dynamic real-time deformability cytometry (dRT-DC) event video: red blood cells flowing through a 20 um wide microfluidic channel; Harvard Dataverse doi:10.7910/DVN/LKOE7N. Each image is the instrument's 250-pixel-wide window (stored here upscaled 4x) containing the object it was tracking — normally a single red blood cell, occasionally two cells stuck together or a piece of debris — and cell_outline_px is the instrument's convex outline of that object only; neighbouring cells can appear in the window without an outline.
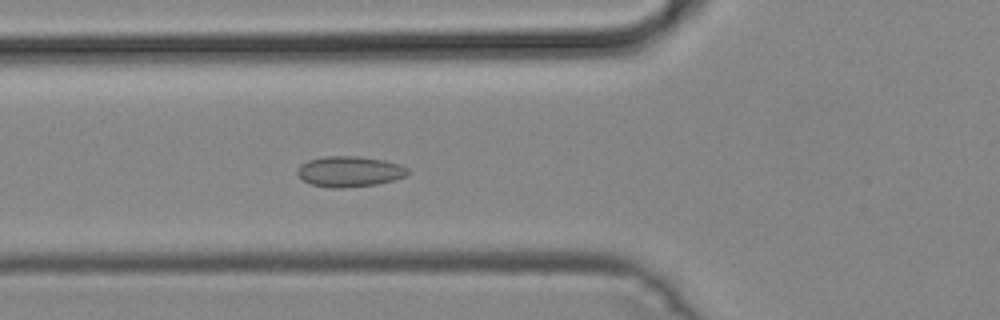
{"species": "common noctule bat (a hibernating species)", "species_latin": "Nyctalus noctula", "temperature_condition": "cold", "stored_images_in_passage": 51, "camera_frame_rate_fps": 3000, "um_per_image_px": 0.085, "animal": {"sex": "male", "body_mass_g": 19.2, "forearm_length_mm": 51.8}, "frame": {"image": 1, "passage_image": 19, "time_ms": 6.0, "image_size_px": [1000, 320], "cell_outline_px": [[412, 172], [404, 176], [392, 180], [376, 184], [344, 188], [332, 188], [312, 184], [304, 180], [296, 172], [300, 164], [308, 160], [324, 156], [356, 156], [384, 160], [400, 164], [408, 168]], "centroid_in_image_um": [29.72, 14.57], "position_along_channel_um": 96.1, "area_um2": 19.65}}
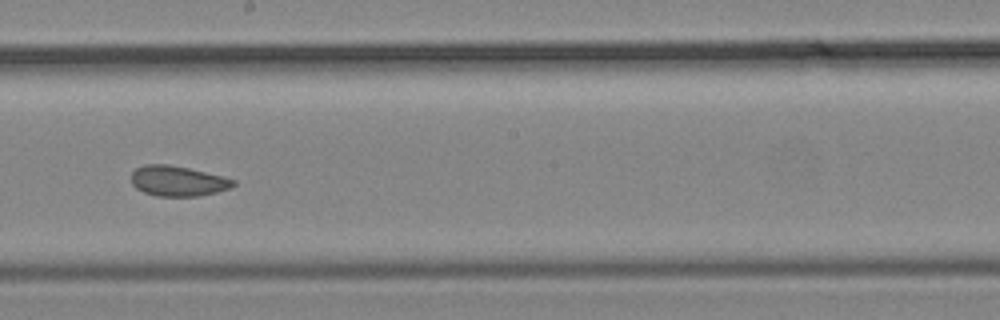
{"frame": {"image": 2, "passage_image": 29, "time_ms": 9.333, "image_size_px": [1000, 320], "cell_outline_px": [[236, 184], [228, 188], [216, 192], [196, 196], [156, 196], [144, 192], [136, 188], [132, 184], [132, 172], [136, 168], [144, 164], [168, 164], [188, 168], [224, 176], [236, 180]], "centroid_in_image_um": [15.11, 15.38], "position_along_channel_um": 233.1, "area_um2": 17.98}}
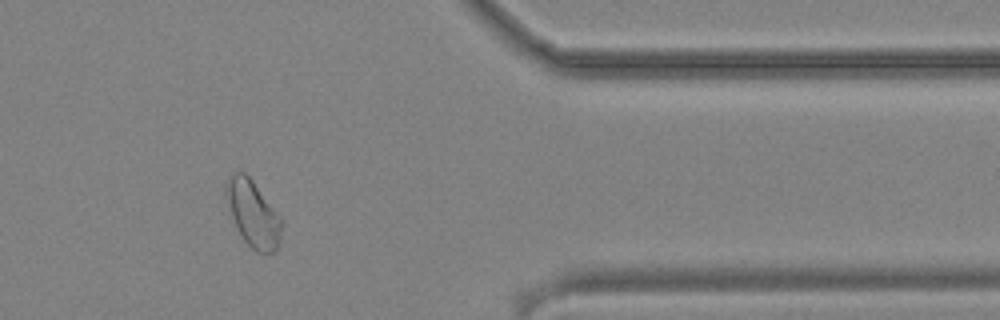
{"frame": {"image": 3, "passage_image": 42, "time_ms": 13.667, "image_size_px": [1000, 320], "cell_outline_px": [[280, 244], [276, 252], [256, 252], [240, 236], [236, 228], [224, 192], [224, 188], [228, 176], [232, 172], [244, 172], [252, 180], [280, 216]], "centroid_in_image_um": [21.47, 18.15], "position_along_channel_um": 389.9, "area_um2": 21.27}}